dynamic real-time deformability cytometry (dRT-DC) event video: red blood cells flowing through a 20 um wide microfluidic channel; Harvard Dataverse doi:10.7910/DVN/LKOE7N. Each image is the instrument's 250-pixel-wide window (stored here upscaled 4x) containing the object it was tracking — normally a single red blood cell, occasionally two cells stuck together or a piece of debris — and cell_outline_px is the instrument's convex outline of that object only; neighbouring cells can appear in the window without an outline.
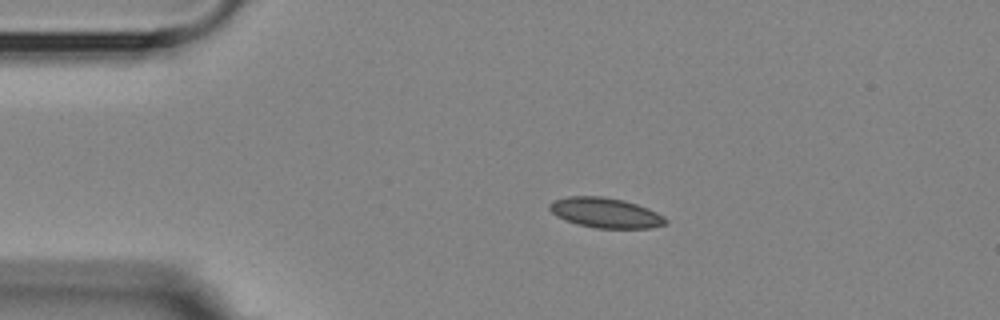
{"species": "Egyptian fruit bat (a non-hibernating species)", "species_latin": "Rousettus aegyptiacus", "temperature_condition": "room temperature", "stored_images_in_passage": 3, "camera_frame_rate_fps": 3000, "um_per_image_px": 0.085, "animal": {"sex": "female"}, "frame": {"image": 1, "passage_image": 1, "time_ms": 0.0, "image_size_px": [1000, 320], "cell_outline_px": [[668, 224], [652, 228], [596, 228], [576, 224], [564, 220], [556, 216], [548, 208], [548, 204], [552, 200], [568, 196], [604, 196], [624, 200], [648, 208], [664, 216], [668, 220]], "centroid_in_image_um": [51.45, 18.09], "position_along_channel_um": 33.5, "area_um2": 20.63}}
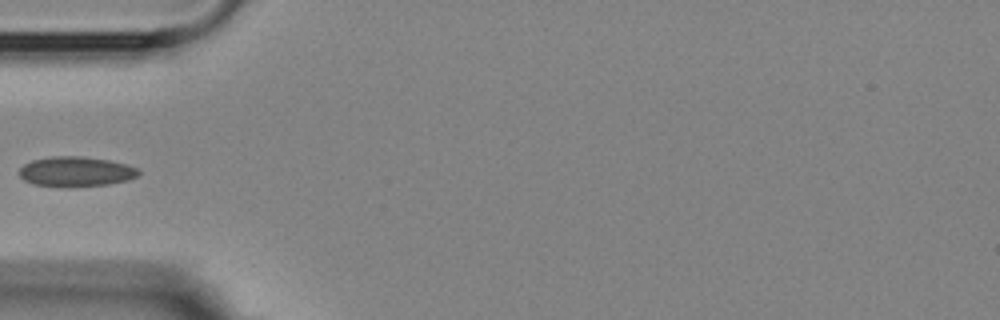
{"frame": {"image": 2, "passage_image": 3, "time_ms": 2.333, "image_size_px": [1000, 320], "cell_outline_px": [[140, 172], [136, 176], [128, 180], [108, 184], [32, 184], [24, 180], [20, 176], [20, 168], [24, 164], [32, 160], [52, 156], [80, 156], [108, 160], [124, 164], [136, 168]], "centroid_in_image_um": [6.44, 14.54], "position_along_channel_um": 78.6, "area_um2": 19.77}}